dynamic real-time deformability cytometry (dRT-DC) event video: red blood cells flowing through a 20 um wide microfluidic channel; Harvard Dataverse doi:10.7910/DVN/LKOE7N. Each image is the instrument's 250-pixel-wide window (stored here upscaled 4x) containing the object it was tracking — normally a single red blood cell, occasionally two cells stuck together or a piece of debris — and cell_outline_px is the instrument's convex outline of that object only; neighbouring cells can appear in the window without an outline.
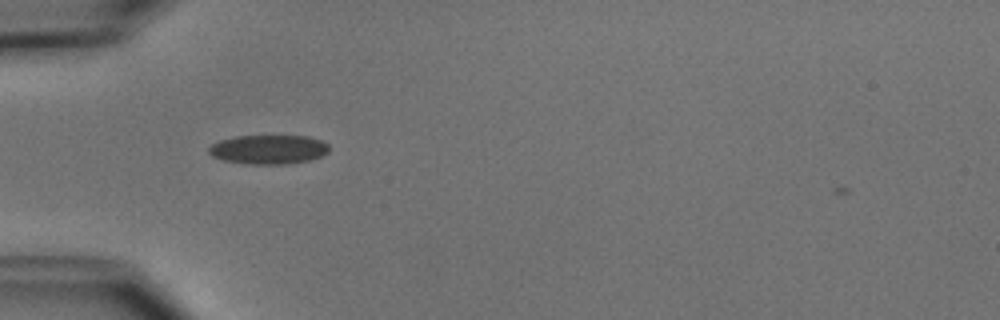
{"species": "common noctule bat (a hibernating species)", "species_latin": "Nyctalus noctula", "temperature_condition": "cold", "stored_images_in_passage": 2, "camera_frame_rate_fps": 3000, "um_per_image_px": 0.085, "animal": {"sex": "male", "body_mass_g": 15.6}, "frame": {"image": 1, "passage_image": 1, "time_ms": 0.0, "image_size_px": [1000, 320], "cell_outline_px": [[328, 152], [320, 156], [308, 160], [288, 164], [252, 164], [224, 160], [212, 156], [208, 152], [208, 148], [212, 144], [220, 140], [236, 136], [308, 136], [320, 140], [328, 144]], "centroid_in_image_um": [22.81, 12.7], "position_along_channel_um": 62.2, "area_um2": 20.29}}